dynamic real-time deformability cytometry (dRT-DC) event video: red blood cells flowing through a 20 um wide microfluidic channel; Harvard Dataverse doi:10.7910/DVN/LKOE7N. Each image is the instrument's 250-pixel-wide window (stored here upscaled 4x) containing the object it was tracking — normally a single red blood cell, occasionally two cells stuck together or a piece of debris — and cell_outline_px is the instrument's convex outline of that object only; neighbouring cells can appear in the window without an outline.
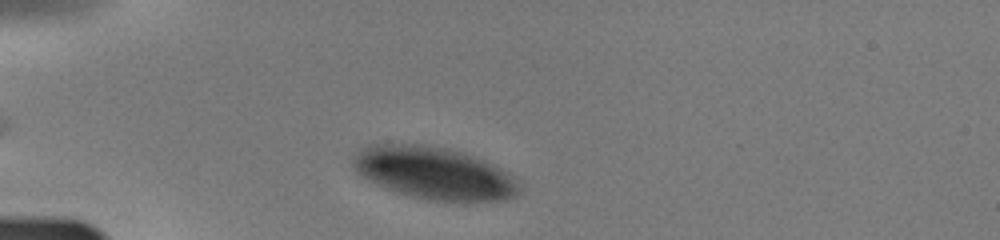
{"species": "human", "species_latin": "Homo sapiens", "temperature_condition": "warm", "stored_images_in_passage": 16, "camera_frame_rate_fps": 3000, "um_per_image_px": 0.085, "donor": {"sex": "male"}, "frame": {"image": 1, "passage_image": 1, "time_ms": 0.0, "image_size_px": [1000, 240], "cell_outline_px": [[520, 192], [516, 196], [500, 200], [428, 200], [396, 192], [384, 188], [360, 176], [356, 172], [352, 164], [352, 156], [356, 148], [368, 144], [428, 144], [448, 148], [464, 152], [484, 160], [516, 176], [520, 188]], "centroid_in_image_um": [36.84, 14.68], "position_along_channel_um": 48.2, "area_um2": 51.21}}
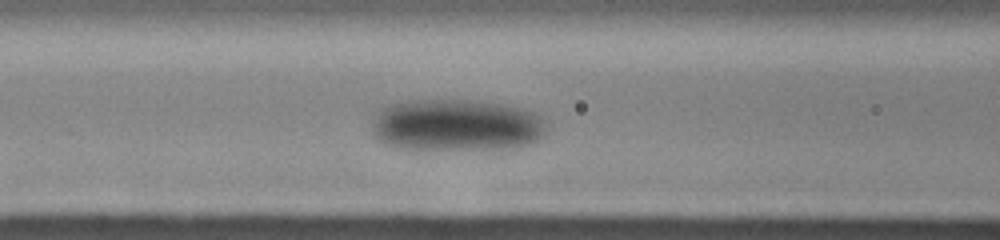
{"frame": {"image": 2, "passage_image": 5, "time_ms": 2.667, "image_size_px": [1000, 240], "cell_outline_px": [[544, 132], [532, 140], [516, 144], [468, 148], [420, 148], [396, 144], [384, 140], [376, 132], [376, 124], [380, 108], [388, 104], [412, 100], [464, 100], [496, 104], [516, 108], [532, 112], [540, 120]], "centroid_in_image_um": [38.73, 10.57], "position_along_channel_um": 127.9, "area_um2": 48.96}}
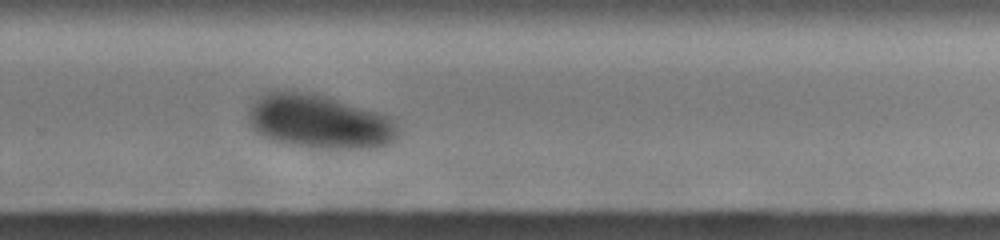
{"frame": {"image": 3, "passage_image": 14, "time_ms": 7.0, "image_size_px": [1000, 240], "cell_outline_px": [[396, 136], [392, 140], [384, 144], [332, 148], [296, 144], [276, 140], [252, 128], [248, 120], [252, 104], [260, 96], [268, 92], [312, 92], [376, 112], [392, 120], [396, 124]], "centroid_in_image_um": [27.08, 10.29], "position_along_channel_um": 302.7, "area_um2": 44.56}}